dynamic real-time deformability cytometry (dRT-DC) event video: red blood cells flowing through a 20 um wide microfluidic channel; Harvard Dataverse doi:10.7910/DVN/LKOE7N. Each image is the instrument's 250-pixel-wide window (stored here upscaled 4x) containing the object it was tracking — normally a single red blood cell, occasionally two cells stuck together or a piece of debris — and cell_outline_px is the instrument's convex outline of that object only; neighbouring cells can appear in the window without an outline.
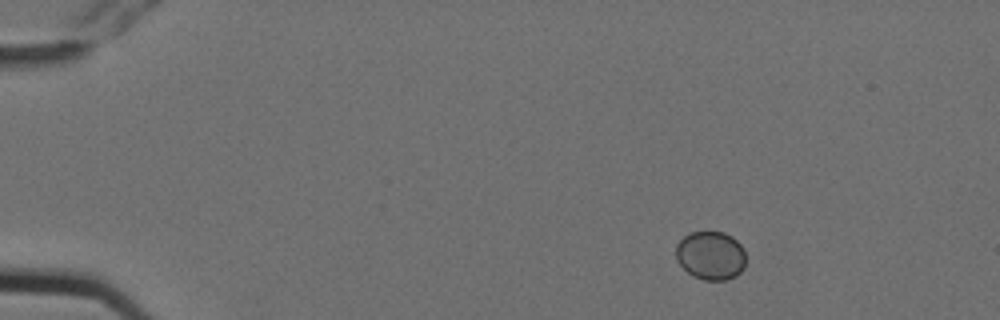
{"species": "Egyptian fruit bat (a non-hibernating species)", "species_latin": "Rousettus aegyptiacus", "temperature_condition": "cold", "stored_images_in_passage": 3, "camera_frame_rate_fps": 3000, "um_per_image_px": 0.085, "animal": {"sex": "female"}, "frame": {"image": 1, "passage_image": 1, "time_ms": 0.0, "image_size_px": [1000, 320], "cell_outline_px": [[744, 268], [736, 276], [724, 280], [704, 280], [692, 276], [676, 260], [676, 244], [688, 232], [724, 232], [732, 236], [744, 248]], "centroid_in_image_um": [60.4, 21.71], "position_along_channel_um": 24.6, "area_um2": 19.88}}